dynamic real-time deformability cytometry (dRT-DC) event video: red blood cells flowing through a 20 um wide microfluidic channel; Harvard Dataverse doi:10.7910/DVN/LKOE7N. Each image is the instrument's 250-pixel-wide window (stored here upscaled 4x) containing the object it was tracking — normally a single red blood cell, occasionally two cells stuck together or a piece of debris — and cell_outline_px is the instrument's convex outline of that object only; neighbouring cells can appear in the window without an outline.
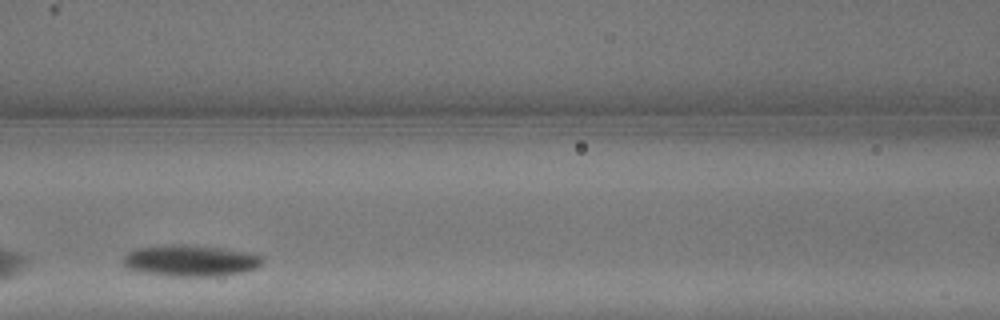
{"species": "common noctule bat (a hibernating species)", "species_latin": "Nyctalus noctula", "temperature_condition": "warm", "stored_images_in_passage": 11, "camera_frame_rate_fps": 3000, "um_per_image_px": 0.085, "animal": {"sex": "male", "body_mass_g": 13.3}, "frame": {"image": 1, "passage_image": 5, "time_ms": 1.333, "image_size_px": [1000, 320], "cell_outline_px": [[264, 264], [256, 268], [244, 272], [220, 276], [168, 276], [136, 272], [124, 268], [120, 260], [128, 252], [136, 248], [164, 244], [184, 244], [220, 248], [244, 252], [264, 256]], "centroid_in_image_um": [16.12, 22.16], "position_along_channel_um": 150.5, "area_um2": 26.07}}
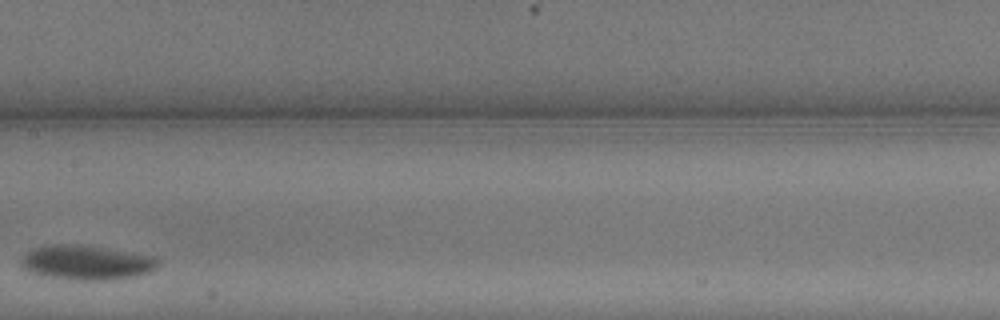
{"frame": {"image": 2, "passage_image": 7, "time_ms": 2.0, "image_size_px": [1000, 320], "cell_outline_px": [[160, 264], [156, 268], [148, 272], [132, 276], [104, 280], [68, 280], [48, 276], [32, 272], [24, 268], [20, 264], [20, 260], [28, 252], [36, 248], [56, 244], [80, 244], [132, 252], [156, 256], [160, 260]], "centroid_in_image_um": [7.39, 22.31], "position_along_channel_um": 200.0, "area_um2": 27.4}}
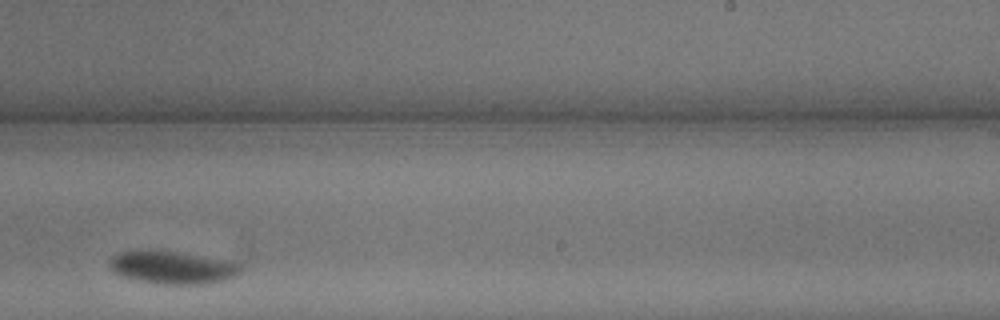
{"frame": {"image": 3, "passage_image": 10, "time_ms": 3.0, "image_size_px": [1000, 320], "cell_outline_px": [[240, 272], [236, 276], [224, 280], [208, 284], [164, 284], [140, 280], [124, 276], [112, 272], [108, 268], [108, 264], [112, 256], [120, 252], [136, 248], [152, 248], [224, 260], [240, 264]], "centroid_in_image_um": [14.57, 22.7], "position_along_channel_um": 274.4, "area_um2": 25.32}}